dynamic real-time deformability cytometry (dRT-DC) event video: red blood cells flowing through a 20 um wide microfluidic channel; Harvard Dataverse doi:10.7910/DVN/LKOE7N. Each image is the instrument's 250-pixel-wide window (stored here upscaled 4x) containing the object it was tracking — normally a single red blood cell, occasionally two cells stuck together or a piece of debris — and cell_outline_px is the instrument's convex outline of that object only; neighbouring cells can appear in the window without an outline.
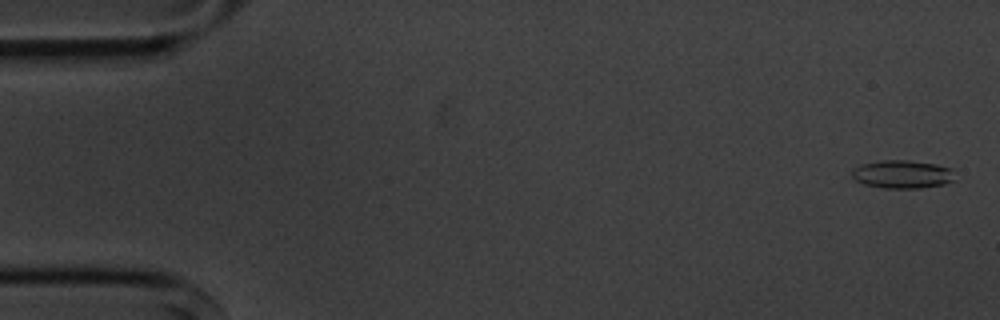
{"species": "common noctule bat (a hibernating species)", "species_latin": "Nyctalus noctula", "temperature_condition": "cold", "stored_images_in_passage": 10, "camera_frame_rate_fps": 3000, "um_per_image_px": 0.085, "animal": {"sex": "male", "body_mass_g": 20.1, "forearm_length_mm": 53.5}, "frame": {"image": 1, "passage_image": 1, "time_ms": 0.0, "image_size_px": [1000, 320], "cell_outline_px": [[952, 180], [944, 184], [920, 188], [884, 188], [864, 184], [856, 180], [852, 176], [852, 172], [856, 168], [864, 164], [884, 160], [908, 160], [936, 164], [952, 168]], "centroid_in_image_um": [76.71, 14.81], "position_along_channel_um": 8.3, "area_um2": 16.59}}
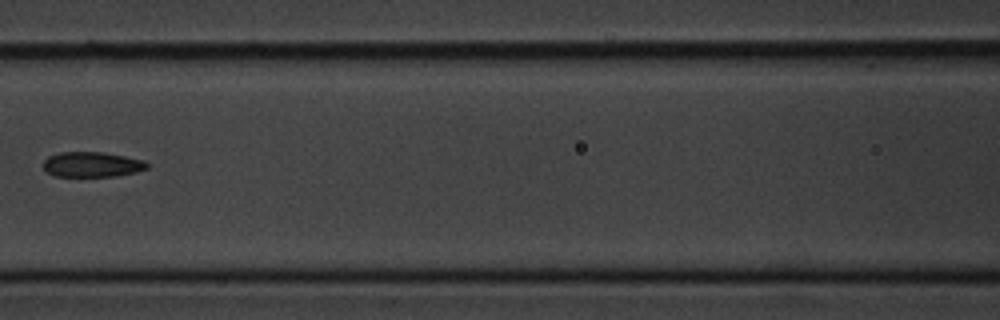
{"frame": {"image": 2, "passage_image": 7, "time_ms": 7.667, "image_size_px": [1000, 320], "cell_outline_px": [[148, 168], [136, 172], [116, 176], [52, 176], [44, 168], [44, 160], [48, 156], [60, 152], [104, 152], [144, 160], [148, 164]], "centroid_in_image_um": [7.82, 13.98], "position_along_channel_um": 158.8, "area_um2": 15.2}}
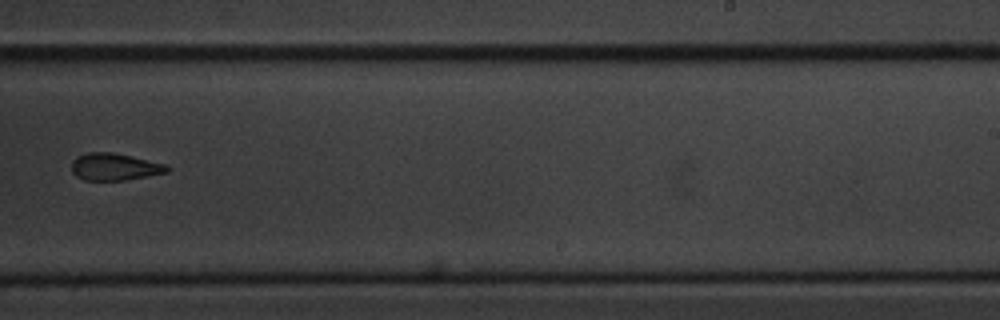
{"frame": {"image": 3, "passage_image": 10, "time_ms": 11.0, "image_size_px": [1000, 320], "cell_outline_px": [[168, 172], [124, 180], [84, 180], [76, 176], [72, 172], [72, 160], [76, 156], [88, 152], [112, 152], [168, 164]], "centroid_in_image_um": [9.72, 14.17], "position_along_channel_um": 279.3, "area_um2": 15.09}}